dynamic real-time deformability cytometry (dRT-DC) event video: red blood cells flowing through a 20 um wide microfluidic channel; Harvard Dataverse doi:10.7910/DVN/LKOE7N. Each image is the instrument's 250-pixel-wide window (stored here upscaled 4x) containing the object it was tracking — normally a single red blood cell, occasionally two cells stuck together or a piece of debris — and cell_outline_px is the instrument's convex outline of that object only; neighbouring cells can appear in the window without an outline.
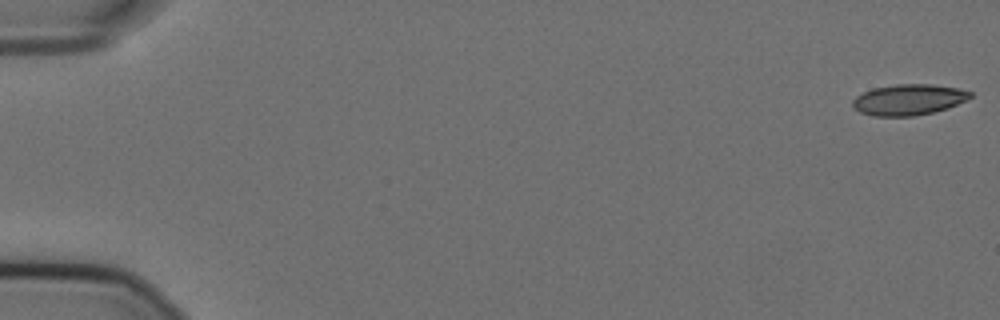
{"species": "Egyptian fruit bat (a non-hibernating species)", "species_latin": "Rousettus aegyptiacus", "temperature_condition": "cold", "stored_images_in_passage": 20, "camera_frame_rate_fps": 3000, "um_per_image_px": 0.085, "animal": {"sex": "female"}, "frame": {"image": 1, "passage_image": 1, "time_ms": 0.0, "image_size_px": [1000, 320], "cell_outline_px": [[972, 96], [968, 100], [948, 108], [932, 112], [912, 116], [872, 116], [860, 112], [852, 108], [852, 100], [856, 96], [872, 88], [896, 84], [932, 84], [960, 88], [972, 92]], "centroid_in_image_um": [77.23, 8.47], "position_along_channel_um": 7.8, "area_um2": 21.39}}
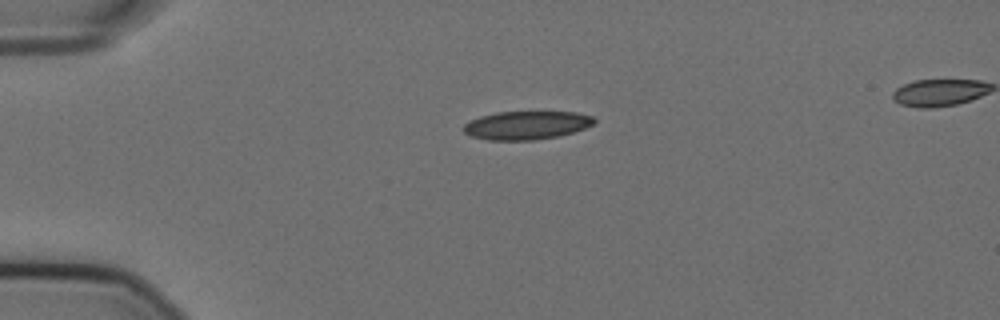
{"frame": {"image": 2, "passage_image": 14, "time_ms": 4.333, "image_size_px": [1000, 320], "cell_outline_px": [[596, 124], [560, 136], [532, 140], [488, 140], [472, 136], [464, 132], [460, 128], [468, 120], [480, 116], [496, 112], [576, 112], [592, 116], [596, 120]], "centroid_in_image_um": [44.73, 10.64], "position_along_channel_um": 40.3, "area_um2": 21.79}}